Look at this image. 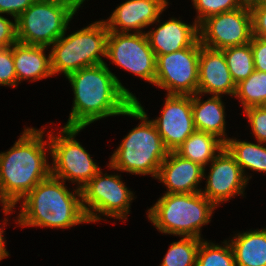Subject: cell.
<instances>
[{
  "mask_svg": "<svg viewBox=\"0 0 266 266\" xmlns=\"http://www.w3.org/2000/svg\"><path fill=\"white\" fill-rule=\"evenodd\" d=\"M203 176L201 165L172 151L162 162L156 179L166 186L165 193H199L203 190L198 189Z\"/></svg>",
  "mask_w": 266,
  "mask_h": 266,
  "instance_id": "cell-17",
  "label": "cell"
},
{
  "mask_svg": "<svg viewBox=\"0 0 266 266\" xmlns=\"http://www.w3.org/2000/svg\"><path fill=\"white\" fill-rule=\"evenodd\" d=\"M252 17V35L266 39V5H249Z\"/></svg>",
  "mask_w": 266,
  "mask_h": 266,
  "instance_id": "cell-31",
  "label": "cell"
},
{
  "mask_svg": "<svg viewBox=\"0 0 266 266\" xmlns=\"http://www.w3.org/2000/svg\"><path fill=\"white\" fill-rule=\"evenodd\" d=\"M46 46L28 45L21 42L13 44V60L17 75V86L22 80L39 81L53 76L50 52Z\"/></svg>",
  "mask_w": 266,
  "mask_h": 266,
  "instance_id": "cell-19",
  "label": "cell"
},
{
  "mask_svg": "<svg viewBox=\"0 0 266 266\" xmlns=\"http://www.w3.org/2000/svg\"><path fill=\"white\" fill-rule=\"evenodd\" d=\"M252 17L249 5L208 17L199 25L201 45L226 49L251 42Z\"/></svg>",
  "mask_w": 266,
  "mask_h": 266,
  "instance_id": "cell-12",
  "label": "cell"
},
{
  "mask_svg": "<svg viewBox=\"0 0 266 266\" xmlns=\"http://www.w3.org/2000/svg\"><path fill=\"white\" fill-rule=\"evenodd\" d=\"M168 3V0H127L117 6L104 21L109 31L145 33V27L157 22L161 24L160 16L167 9Z\"/></svg>",
  "mask_w": 266,
  "mask_h": 266,
  "instance_id": "cell-15",
  "label": "cell"
},
{
  "mask_svg": "<svg viewBox=\"0 0 266 266\" xmlns=\"http://www.w3.org/2000/svg\"><path fill=\"white\" fill-rule=\"evenodd\" d=\"M223 245L201 240L197 253L196 266H236L234 252L229 241Z\"/></svg>",
  "mask_w": 266,
  "mask_h": 266,
  "instance_id": "cell-27",
  "label": "cell"
},
{
  "mask_svg": "<svg viewBox=\"0 0 266 266\" xmlns=\"http://www.w3.org/2000/svg\"><path fill=\"white\" fill-rule=\"evenodd\" d=\"M236 84L230 74L224 52L201 45L198 67V93L234 96Z\"/></svg>",
  "mask_w": 266,
  "mask_h": 266,
  "instance_id": "cell-16",
  "label": "cell"
},
{
  "mask_svg": "<svg viewBox=\"0 0 266 266\" xmlns=\"http://www.w3.org/2000/svg\"><path fill=\"white\" fill-rule=\"evenodd\" d=\"M257 142L266 144V107L257 106L243 109Z\"/></svg>",
  "mask_w": 266,
  "mask_h": 266,
  "instance_id": "cell-30",
  "label": "cell"
},
{
  "mask_svg": "<svg viewBox=\"0 0 266 266\" xmlns=\"http://www.w3.org/2000/svg\"><path fill=\"white\" fill-rule=\"evenodd\" d=\"M160 117L152 119L164 146L176 151L196 130L192 115L191 95H165Z\"/></svg>",
  "mask_w": 266,
  "mask_h": 266,
  "instance_id": "cell-14",
  "label": "cell"
},
{
  "mask_svg": "<svg viewBox=\"0 0 266 266\" xmlns=\"http://www.w3.org/2000/svg\"><path fill=\"white\" fill-rule=\"evenodd\" d=\"M257 143L239 141L235 137H229L225 142V147L234 156L248 181L252 176L247 175V169L266 174V144Z\"/></svg>",
  "mask_w": 266,
  "mask_h": 266,
  "instance_id": "cell-23",
  "label": "cell"
},
{
  "mask_svg": "<svg viewBox=\"0 0 266 266\" xmlns=\"http://www.w3.org/2000/svg\"><path fill=\"white\" fill-rule=\"evenodd\" d=\"M64 1L73 3L79 9L85 0H64Z\"/></svg>",
  "mask_w": 266,
  "mask_h": 266,
  "instance_id": "cell-36",
  "label": "cell"
},
{
  "mask_svg": "<svg viewBox=\"0 0 266 266\" xmlns=\"http://www.w3.org/2000/svg\"><path fill=\"white\" fill-rule=\"evenodd\" d=\"M35 0H0V13L16 20Z\"/></svg>",
  "mask_w": 266,
  "mask_h": 266,
  "instance_id": "cell-34",
  "label": "cell"
},
{
  "mask_svg": "<svg viewBox=\"0 0 266 266\" xmlns=\"http://www.w3.org/2000/svg\"><path fill=\"white\" fill-rule=\"evenodd\" d=\"M66 78L74 98L64 127L85 128L102 118L120 116L137 99L110 71L107 63L84 67Z\"/></svg>",
  "mask_w": 266,
  "mask_h": 266,
  "instance_id": "cell-1",
  "label": "cell"
},
{
  "mask_svg": "<svg viewBox=\"0 0 266 266\" xmlns=\"http://www.w3.org/2000/svg\"><path fill=\"white\" fill-rule=\"evenodd\" d=\"M0 85L13 88L17 86V75L13 60V45L0 48Z\"/></svg>",
  "mask_w": 266,
  "mask_h": 266,
  "instance_id": "cell-29",
  "label": "cell"
},
{
  "mask_svg": "<svg viewBox=\"0 0 266 266\" xmlns=\"http://www.w3.org/2000/svg\"><path fill=\"white\" fill-rule=\"evenodd\" d=\"M16 42V20L13 22L0 13V48L10 47Z\"/></svg>",
  "mask_w": 266,
  "mask_h": 266,
  "instance_id": "cell-32",
  "label": "cell"
},
{
  "mask_svg": "<svg viewBox=\"0 0 266 266\" xmlns=\"http://www.w3.org/2000/svg\"><path fill=\"white\" fill-rule=\"evenodd\" d=\"M158 27L145 31L150 47L156 56L164 55L193 46L199 40V25L184 23L170 18Z\"/></svg>",
  "mask_w": 266,
  "mask_h": 266,
  "instance_id": "cell-18",
  "label": "cell"
},
{
  "mask_svg": "<svg viewBox=\"0 0 266 266\" xmlns=\"http://www.w3.org/2000/svg\"><path fill=\"white\" fill-rule=\"evenodd\" d=\"M106 59L111 64L135 74L154 85L156 55L145 33H117L109 31L106 43Z\"/></svg>",
  "mask_w": 266,
  "mask_h": 266,
  "instance_id": "cell-11",
  "label": "cell"
},
{
  "mask_svg": "<svg viewBox=\"0 0 266 266\" xmlns=\"http://www.w3.org/2000/svg\"><path fill=\"white\" fill-rule=\"evenodd\" d=\"M66 182L50 175L22 200L15 222L20 227L68 229L89 223L82 208L81 189L68 190Z\"/></svg>",
  "mask_w": 266,
  "mask_h": 266,
  "instance_id": "cell-3",
  "label": "cell"
},
{
  "mask_svg": "<svg viewBox=\"0 0 266 266\" xmlns=\"http://www.w3.org/2000/svg\"><path fill=\"white\" fill-rule=\"evenodd\" d=\"M202 239L182 237L170 244L160 266H196L197 253Z\"/></svg>",
  "mask_w": 266,
  "mask_h": 266,
  "instance_id": "cell-26",
  "label": "cell"
},
{
  "mask_svg": "<svg viewBox=\"0 0 266 266\" xmlns=\"http://www.w3.org/2000/svg\"><path fill=\"white\" fill-rule=\"evenodd\" d=\"M223 52L235 84L245 80L254 72L255 66L251 42L223 49Z\"/></svg>",
  "mask_w": 266,
  "mask_h": 266,
  "instance_id": "cell-25",
  "label": "cell"
},
{
  "mask_svg": "<svg viewBox=\"0 0 266 266\" xmlns=\"http://www.w3.org/2000/svg\"><path fill=\"white\" fill-rule=\"evenodd\" d=\"M191 2L197 13L194 21L198 25L210 16L244 6L241 0H191Z\"/></svg>",
  "mask_w": 266,
  "mask_h": 266,
  "instance_id": "cell-28",
  "label": "cell"
},
{
  "mask_svg": "<svg viewBox=\"0 0 266 266\" xmlns=\"http://www.w3.org/2000/svg\"><path fill=\"white\" fill-rule=\"evenodd\" d=\"M84 128L62 127L57 134L52 130L47 138L51 147V175L60 180L71 181L77 188L84 187L102 168L75 137ZM52 132V133H51ZM76 182V183H75Z\"/></svg>",
  "mask_w": 266,
  "mask_h": 266,
  "instance_id": "cell-8",
  "label": "cell"
},
{
  "mask_svg": "<svg viewBox=\"0 0 266 266\" xmlns=\"http://www.w3.org/2000/svg\"><path fill=\"white\" fill-rule=\"evenodd\" d=\"M109 30L103 20L89 24L77 32H66L57 39L50 51L53 75L63 73L65 77L84 67L106 63V43Z\"/></svg>",
  "mask_w": 266,
  "mask_h": 266,
  "instance_id": "cell-6",
  "label": "cell"
},
{
  "mask_svg": "<svg viewBox=\"0 0 266 266\" xmlns=\"http://www.w3.org/2000/svg\"><path fill=\"white\" fill-rule=\"evenodd\" d=\"M236 266H266V227L236 234L228 240Z\"/></svg>",
  "mask_w": 266,
  "mask_h": 266,
  "instance_id": "cell-21",
  "label": "cell"
},
{
  "mask_svg": "<svg viewBox=\"0 0 266 266\" xmlns=\"http://www.w3.org/2000/svg\"><path fill=\"white\" fill-rule=\"evenodd\" d=\"M200 40L180 51L156 56L154 85L167 95H194L198 92Z\"/></svg>",
  "mask_w": 266,
  "mask_h": 266,
  "instance_id": "cell-10",
  "label": "cell"
},
{
  "mask_svg": "<svg viewBox=\"0 0 266 266\" xmlns=\"http://www.w3.org/2000/svg\"><path fill=\"white\" fill-rule=\"evenodd\" d=\"M42 129L25 126L13 146L0 153V203L5 216L12 214L16 204L51 175L46 154H51V147L49 139L43 140L44 126Z\"/></svg>",
  "mask_w": 266,
  "mask_h": 266,
  "instance_id": "cell-2",
  "label": "cell"
},
{
  "mask_svg": "<svg viewBox=\"0 0 266 266\" xmlns=\"http://www.w3.org/2000/svg\"><path fill=\"white\" fill-rule=\"evenodd\" d=\"M124 115L139 119L140 124L123 138L107 166L134 175L149 174L156 179L169 151L138 98L123 112Z\"/></svg>",
  "mask_w": 266,
  "mask_h": 266,
  "instance_id": "cell-4",
  "label": "cell"
},
{
  "mask_svg": "<svg viewBox=\"0 0 266 266\" xmlns=\"http://www.w3.org/2000/svg\"><path fill=\"white\" fill-rule=\"evenodd\" d=\"M224 147L225 143L216 135L195 130L175 152L205 170Z\"/></svg>",
  "mask_w": 266,
  "mask_h": 266,
  "instance_id": "cell-22",
  "label": "cell"
},
{
  "mask_svg": "<svg viewBox=\"0 0 266 266\" xmlns=\"http://www.w3.org/2000/svg\"><path fill=\"white\" fill-rule=\"evenodd\" d=\"M201 93L192 95V115L195 129L216 135L224 143L228 140L225 122V106L222 96H210L201 100Z\"/></svg>",
  "mask_w": 266,
  "mask_h": 266,
  "instance_id": "cell-20",
  "label": "cell"
},
{
  "mask_svg": "<svg viewBox=\"0 0 266 266\" xmlns=\"http://www.w3.org/2000/svg\"><path fill=\"white\" fill-rule=\"evenodd\" d=\"M215 208L201 192L164 193L148 209L147 218L163 234L203 239L201 228L210 223Z\"/></svg>",
  "mask_w": 266,
  "mask_h": 266,
  "instance_id": "cell-5",
  "label": "cell"
},
{
  "mask_svg": "<svg viewBox=\"0 0 266 266\" xmlns=\"http://www.w3.org/2000/svg\"><path fill=\"white\" fill-rule=\"evenodd\" d=\"M234 97L244 109L264 106L266 103V72L256 71L236 84Z\"/></svg>",
  "mask_w": 266,
  "mask_h": 266,
  "instance_id": "cell-24",
  "label": "cell"
},
{
  "mask_svg": "<svg viewBox=\"0 0 266 266\" xmlns=\"http://www.w3.org/2000/svg\"><path fill=\"white\" fill-rule=\"evenodd\" d=\"M79 9L64 0H35L17 19V41L51 46L68 28Z\"/></svg>",
  "mask_w": 266,
  "mask_h": 266,
  "instance_id": "cell-7",
  "label": "cell"
},
{
  "mask_svg": "<svg viewBox=\"0 0 266 266\" xmlns=\"http://www.w3.org/2000/svg\"><path fill=\"white\" fill-rule=\"evenodd\" d=\"M256 0H241V2L244 4V5H251L255 2Z\"/></svg>",
  "mask_w": 266,
  "mask_h": 266,
  "instance_id": "cell-37",
  "label": "cell"
},
{
  "mask_svg": "<svg viewBox=\"0 0 266 266\" xmlns=\"http://www.w3.org/2000/svg\"><path fill=\"white\" fill-rule=\"evenodd\" d=\"M210 171L204 180L206 186L201 193L216 207L239 195L244 196L248 180L234 156L224 147L210 162Z\"/></svg>",
  "mask_w": 266,
  "mask_h": 266,
  "instance_id": "cell-13",
  "label": "cell"
},
{
  "mask_svg": "<svg viewBox=\"0 0 266 266\" xmlns=\"http://www.w3.org/2000/svg\"><path fill=\"white\" fill-rule=\"evenodd\" d=\"M100 170L81 188L82 208L89 223L102 220V216L126 220L133 192L121 180V174H110Z\"/></svg>",
  "mask_w": 266,
  "mask_h": 266,
  "instance_id": "cell-9",
  "label": "cell"
},
{
  "mask_svg": "<svg viewBox=\"0 0 266 266\" xmlns=\"http://www.w3.org/2000/svg\"><path fill=\"white\" fill-rule=\"evenodd\" d=\"M253 4L266 5V0H256Z\"/></svg>",
  "mask_w": 266,
  "mask_h": 266,
  "instance_id": "cell-38",
  "label": "cell"
},
{
  "mask_svg": "<svg viewBox=\"0 0 266 266\" xmlns=\"http://www.w3.org/2000/svg\"><path fill=\"white\" fill-rule=\"evenodd\" d=\"M8 218L6 217L3 221H5L3 224H0V261H2V259L7 258L9 256V252L6 249V239L4 237V227L7 225L8 222ZM5 224V225H4ZM3 225V227H2Z\"/></svg>",
  "mask_w": 266,
  "mask_h": 266,
  "instance_id": "cell-35",
  "label": "cell"
},
{
  "mask_svg": "<svg viewBox=\"0 0 266 266\" xmlns=\"http://www.w3.org/2000/svg\"><path fill=\"white\" fill-rule=\"evenodd\" d=\"M251 48L255 70L266 72V39L252 36Z\"/></svg>",
  "mask_w": 266,
  "mask_h": 266,
  "instance_id": "cell-33",
  "label": "cell"
}]
</instances>
